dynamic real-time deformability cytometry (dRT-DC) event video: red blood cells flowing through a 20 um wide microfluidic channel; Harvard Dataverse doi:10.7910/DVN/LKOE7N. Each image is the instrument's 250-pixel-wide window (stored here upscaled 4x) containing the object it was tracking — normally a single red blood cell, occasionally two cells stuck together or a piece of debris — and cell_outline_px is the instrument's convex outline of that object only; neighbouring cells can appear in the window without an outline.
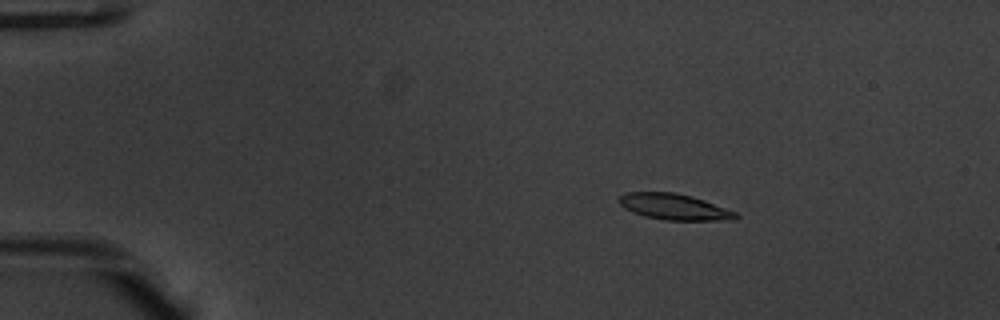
{"species": "common noctule bat (a hibernating species)", "species_latin": "Nyctalus noctula", "temperature_condition": "warm", "stored_images_in_passage": 51, "camera_frame_rate_fps": 3000, "um_per_image_px": 0.085, "animal": {"sex": "male", "body_mass_g": 20.1, "forearm_length_mm": 53.5}, "frame": {"image": 1, "passage_image": 6, "time_ms": 1.667, "image_size_px": [1000, 320], "cell_outline_px": [[740, 216], [736, 220], [664, 220], [644, 216], [632, 212], [624, 208], [616, 200], [620, 196], [628, 192], [676, 192], [692, 196], [704, 200], [736, 212]], "centroid_in_image_um": [57.3, 17.58], "position_along_channel_um": 27.7, "area_um2": 17.8}}
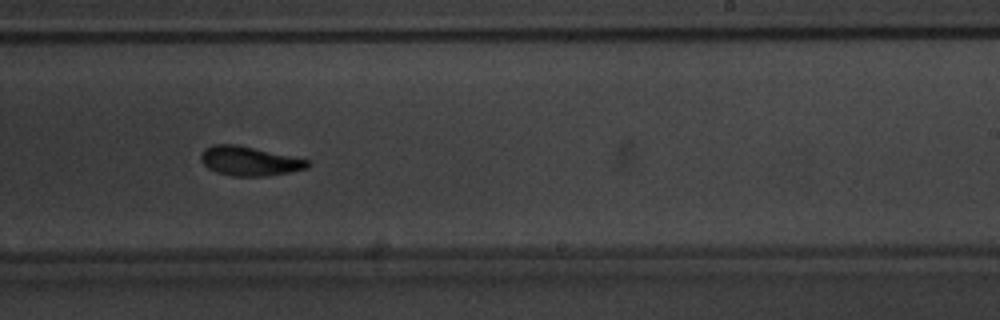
{"frame": {"image": 2, "passage_image": 31, "time_ms": 10.0, "image_size_px": [1000, 320], "cell_outline_px": [[312, 164], [308, 168], [288, 172], [264, 176], [232, 176], [216, 172], [208, 168], [200, 160], [200, 156], [204, 148], [212, 144], [236, 144], [308, 160]], "centroid_in_image_um": [21.16, 13.69], "position_along_channel_um": 267.8, "area_um2": 18.09}}
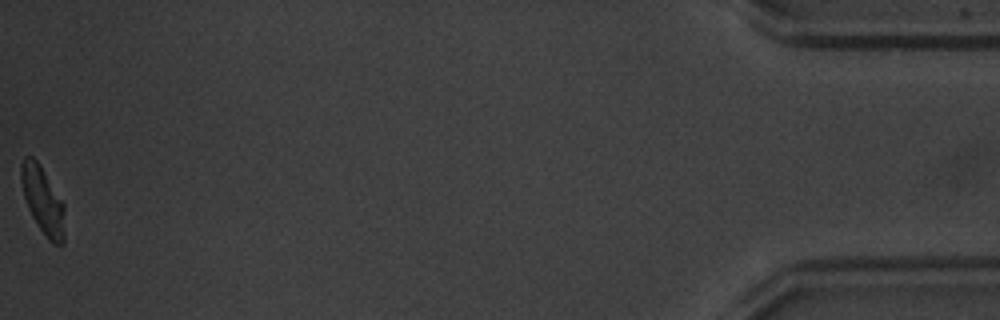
{"frame": {"image": 3, "passage_image": 51, "time_ms": 16.667, "image_size_px": [1000, 320], "cell_outline_px": [[64, 244], [52, 244], [48, 240], [32, 216], [28, 208], [24, 196], [20, 180], [20, 164], [24, 156], [32, 156], [40, 164], [64, 204]], "centroid_in_image_um": [3.63, 17.01], "position_along_channel_um": 431.6, "area_um2": 17.11}, "authors_computed_cell_mechanics": {"area_um2": 18.1492, "velocity_mm_per_s": 3.8032, "shape_relaxation_time_tau1_ms": 2.8255, "shape_relaxation_time_tau2_ms": 2.5931, "deformation_change_tau1": 0.1506, "deformation_change_tau2": 0.0831}}